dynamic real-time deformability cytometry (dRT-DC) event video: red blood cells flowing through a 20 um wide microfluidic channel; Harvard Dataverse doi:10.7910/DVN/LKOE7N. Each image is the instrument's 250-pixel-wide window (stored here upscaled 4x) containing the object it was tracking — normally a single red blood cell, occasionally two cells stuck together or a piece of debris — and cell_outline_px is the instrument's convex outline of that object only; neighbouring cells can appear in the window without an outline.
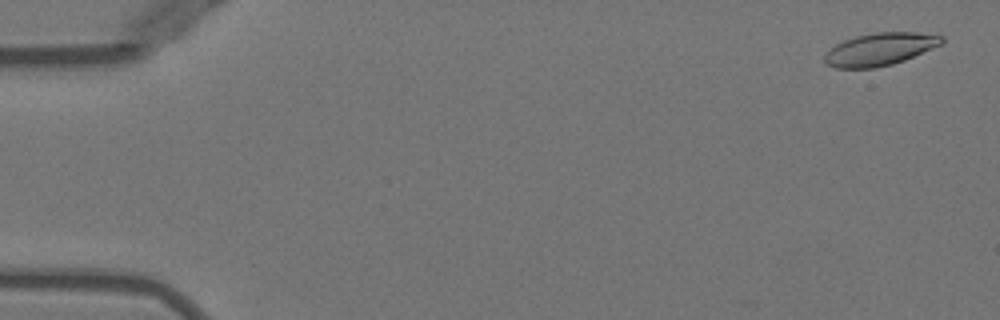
{"species": "Egyptian fruit bat (a non-hibernating species)", "species_latin": "Rousettus aegyptiacus", "temperature_condition": "warm", "stored_images_in_passage": 7, "camera_frame_rate_fps": 3000, "um_per_image_px": 0.085, "animal": {"sex": "female"}, "frame": {"image": 1, "passage_image": 2, "time_ms": 0.333, "image_size_px": [1000, 320], "cell_outline_px": [[944, 40], [940, 44], [904, 60], [892, 64], [876, 68], [836, 68], [828, 64], [824, 60], [824, 56], [836, 44], [844, 40], [856, 36], [876, 32], [916, 32], [944, 36]], "centroid_in_image_um": [74.78, 4.18], "position_along_channel_um": 10.2, "area_um2": 21.91}}